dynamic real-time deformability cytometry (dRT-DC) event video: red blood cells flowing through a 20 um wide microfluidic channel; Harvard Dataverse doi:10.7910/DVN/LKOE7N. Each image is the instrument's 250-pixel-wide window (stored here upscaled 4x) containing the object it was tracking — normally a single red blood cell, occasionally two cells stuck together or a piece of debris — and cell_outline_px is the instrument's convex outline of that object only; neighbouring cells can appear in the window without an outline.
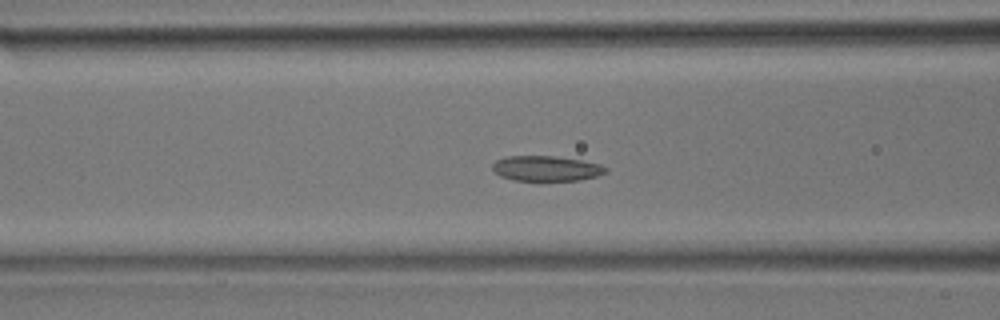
{"species": "common noctule bat (a hibernating species)", "species_latin": "Nyctalus noctula", "temperature_condition": "room temperature", "stored_images_in_passage": 32, "camera_frame_rate_fps": 3000, "um_per_image_px": 0.085, "animal": {"sex": "male", "body_mass_g": 17.9}, "frame": {"image": 1, "passage_image": 6, "time_ms": 1.667, "image_size_px": [1000, 320], "cell_outline_px": [[608, 172], [596, 176], [580, 180], [512, 180], [500, 176], [492, 168], [492, 164], [496, 160], [504, 156], [556, 156], [580, 160], [600, 164], [608, 168]], "centroid_in_image_um": [46.43, 14.31], "position_along_channel_um": 120.2, "area_um2": 16.65}}
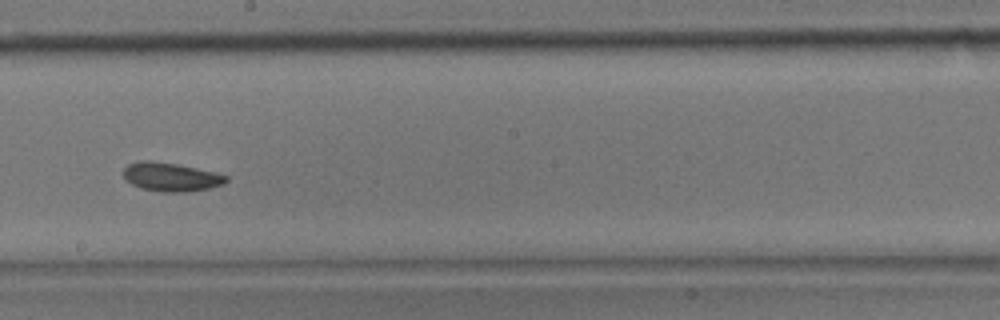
{"frame": {"image": 2, "passage_image": 13, "time_ms": 4.0, "image_size_px": [1000, 320], "cell_outline_px": [[228, 180], [224, 184], [208, 188], [188, 192], [160, 192], [140, 188], [132, 184], [124, 176], [124, 168], [128, 164], [140, 160], [148, 160], [176, 164], [216, 172], [228, 176]], "centroid_in_image_um": [14.54, 15.04], "position_along_channel_um": 233.7, "area_um2": 17.17}}
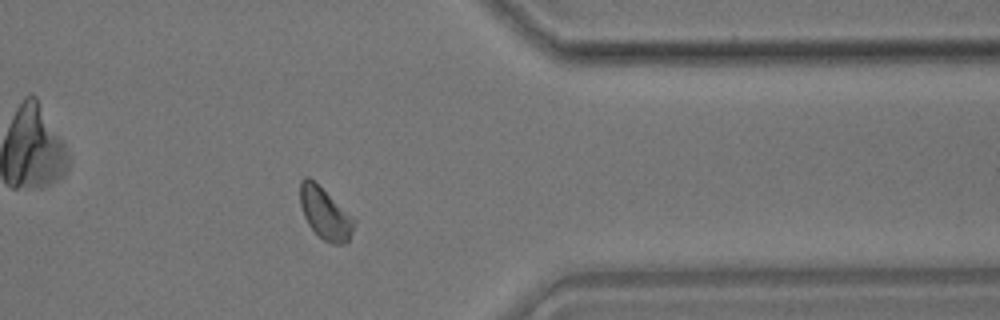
{"frame": {"image": 3, "passage_image": 23, "time_ms": 7.333, "image_size_px": [1000, 320], "cell_outline_px": [[356, 220], [348, 240], [340, 244], [332, 244], [324, 240], [308, 224], [304, 216], [300, 204], [300, 180], [304, 176], [308, 176], [352, 216]], "centroid_in_image_um": [27.6, 18.13], "position_along_channel_um": 383.8, "area_um2": 15.78}}